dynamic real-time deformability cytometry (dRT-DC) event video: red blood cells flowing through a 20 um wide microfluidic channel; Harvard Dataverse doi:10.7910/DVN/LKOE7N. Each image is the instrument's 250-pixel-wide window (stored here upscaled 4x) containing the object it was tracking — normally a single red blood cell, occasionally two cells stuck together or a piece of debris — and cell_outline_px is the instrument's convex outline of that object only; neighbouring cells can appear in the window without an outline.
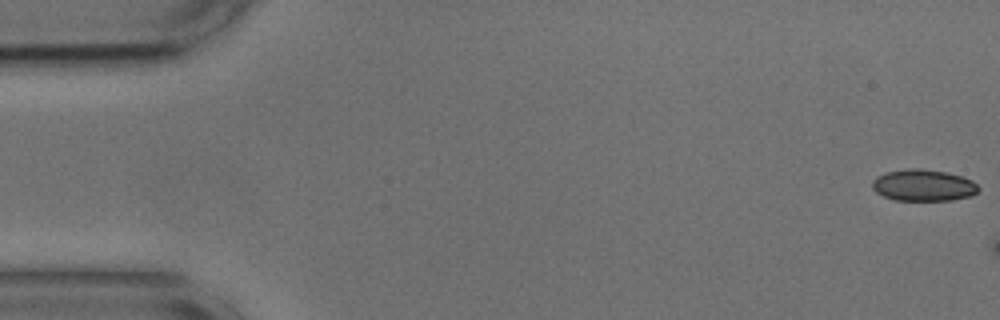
{"species": "common noctule bat (a hibernating species)", "species_latin": "Nyctalus noctula", "temperature_condition": "cold", "stored_images_in_passage": 3, "camera_frame_rate_fps": 3000, "um_per_image_px": 0.085, "animal": {"sex": "male", "body_mass_g": 17.9, "forearm_length_mm": 54.2}, "frame": {"image": 1, "passage_image": 1, "time_ms": 0.0, "image_size_px": [1000, 320], "cell_outline_px": [[980, 188], [972, 196], [952, 200], [896, 200], [884, 196], [876, 192], [872, 188], [872, 180], [876, 176], [888, 172], [908, 168], [920, 168], [948, 172], [972, 180]], "centroid_in_image_um": [78.49, 15.74], "position_along_channel_um": 6.5, "area_um2": 19.59}}